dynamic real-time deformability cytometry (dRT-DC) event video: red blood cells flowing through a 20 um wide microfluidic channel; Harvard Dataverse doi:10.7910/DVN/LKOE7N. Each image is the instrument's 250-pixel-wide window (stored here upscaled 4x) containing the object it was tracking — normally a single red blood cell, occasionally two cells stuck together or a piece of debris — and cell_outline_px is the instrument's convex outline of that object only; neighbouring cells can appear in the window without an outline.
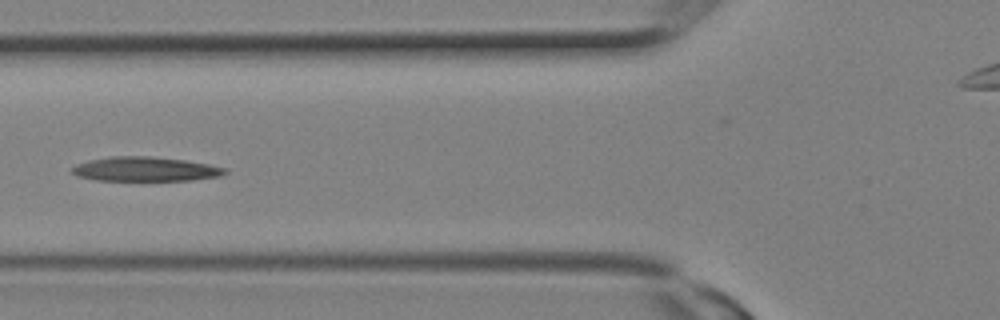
{"species": "Egyptian fruit bat (a non-hibernating species)", "species_latin": "Rousettus aegyptiacus", "temperature_condition": "room temperature", "stored_images_in_passage": 11, "camera_frame_rate_fps": 3000, "um_per_image_px": 0.085, "animal": {"sex": "female"}, "frame": {"image": 1, "passage_image": 10, "time_ms": 3.0, "image_size_px": [1000, 320], "cell_outline_px": [[228, 172], [220, 176], [192, 180], [96, 180], [76, 176], [72, 172], [72, 168], [76, 164], [88, 160], [112, 156], [148, 156], [184, 160], [208, 164], [228, 168]], "centroid_in_image_um": [12.35, 14.37], "position_along_channel_um": 113.4, "area_um2": 21.68}}